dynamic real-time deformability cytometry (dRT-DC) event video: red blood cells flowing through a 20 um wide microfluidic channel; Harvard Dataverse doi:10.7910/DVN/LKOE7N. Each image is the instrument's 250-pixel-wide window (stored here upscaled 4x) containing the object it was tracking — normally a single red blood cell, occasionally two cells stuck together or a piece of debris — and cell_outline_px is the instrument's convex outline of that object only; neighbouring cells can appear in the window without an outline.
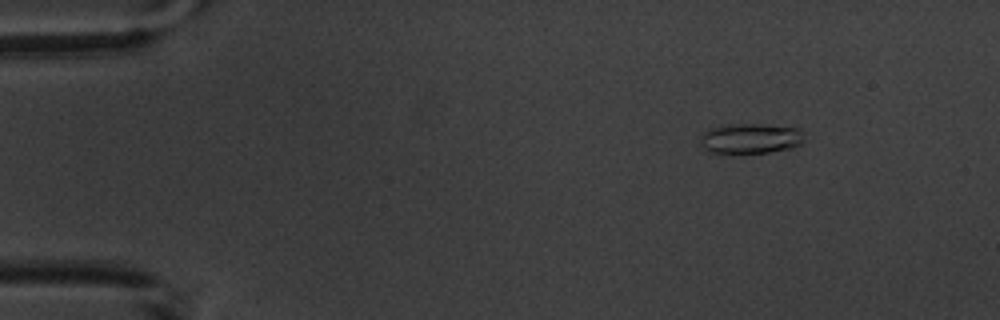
{"species": "common noctule bat (a hibernating species)", "species_latin": "Nyctalus noctula", "temperature_condition": "warm", "stored_images_in_passage": 5, "camera_frame_rate_fps": 3000, "um_per_image_px": 0.085, "animal": {"sex": "male", "body_mass_g": 20.1, "forearm_length_mm": 53.5}, "frame": {"image": 1, "passage_image": 2, "time_ms": 1.333, "image_size_px": [1000, 320], "cell_outline_px": [[804, 140], [800, 144], [792, 148], [768, 152], [708, 152], [704, 148], [704, 132], [708, 128], [728, 124], [760, 124], [800, 128]], "centroid_in_image_um": [63.86, 11.75], "position_along_channel_um": 21.1, "area_um2": 17.86}}